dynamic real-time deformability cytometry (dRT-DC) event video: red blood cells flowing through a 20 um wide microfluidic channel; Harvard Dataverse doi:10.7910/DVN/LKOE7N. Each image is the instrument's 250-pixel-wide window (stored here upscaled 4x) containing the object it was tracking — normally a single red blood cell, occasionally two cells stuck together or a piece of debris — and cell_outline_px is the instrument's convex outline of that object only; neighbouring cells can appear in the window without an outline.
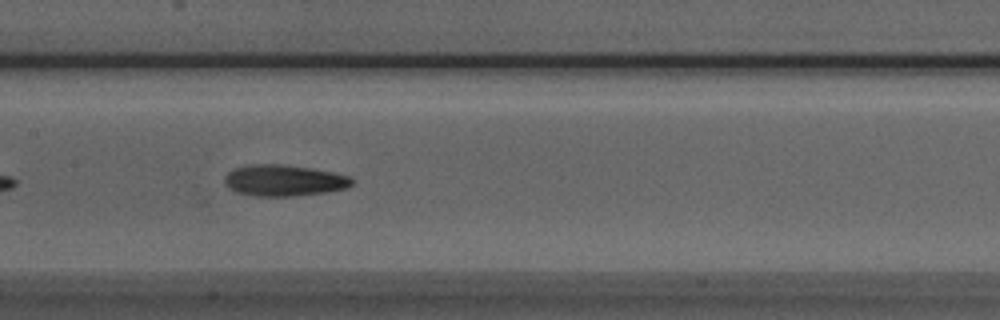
{"species": "Egyptian fruit bat (a non-hibernating species)", "species_latin": "Rousettus aegyptiacus", "temperature_condition": "room temperature", "stored_images_in_passage": 40, "camera_frame_rate_fps": 3000, "um_per_image_px": 0.085, "animal": {"sex": "male"}, "frame": {"image": 1, "passage_image": 12, "time_ms": 3.667, "image_size_px": [1000, 320], "cell_outline_px": [[356, 180], [348, 188], [328, 192], [296, 196], [256, 196], [236, 192], [228, 188], [224, 184], [224, 176], [228, 172], [236, 168], [248, 164], [284, 164], [312, 168], [352, 176]], "centroid_in_image_um": [24.17, 15.34], "position_along_channel_um": 183.2, "area_um2": 23.64}}
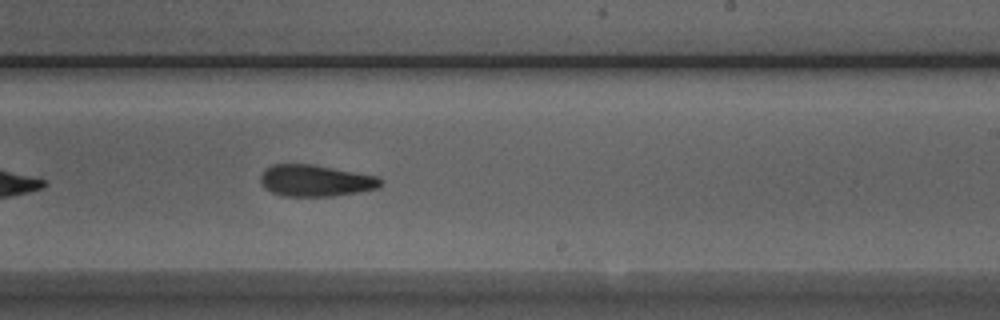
{"frame": {"image": 2, "passage_image": 18, "time_ms": 5.667, "image_size_px": [1000, 320], "cell_outline_px": [[384, 180], [380, 188], [332, 196], [280, 196], [264, 188], [260, 180], [260, 176], [264, 168], [272, 164], [312, 164], [376, 176]], "centroid_in_image_um": [26.79, 15.35], "position_along_channel_um": 262.2, "area_um2": 22.2}}
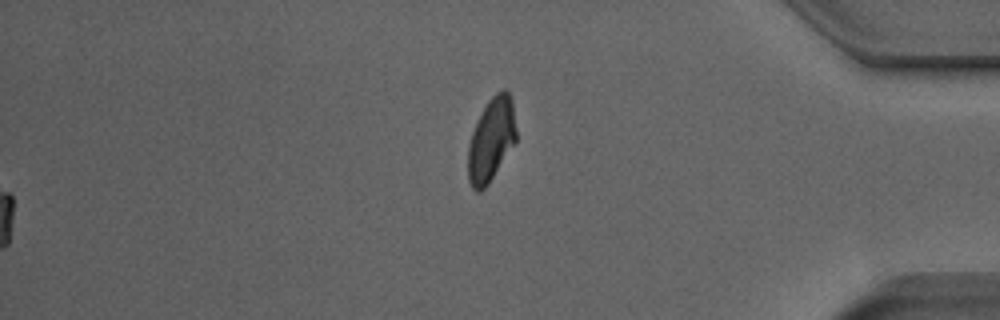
{"frame": {"image": 3, "passage_image": 40, "time_ms": 13.0, "image_size_px": [1000, 320], "cell_outline_px": [[516, 140], [488, 184], [480, 192], [476, 192], [472, 188], [468, 180], [468, 144], [472, 132], [488, 100], [496, 92], [504, 88], [508, 88], [512, 100], [516, 128]], "centroid_in_image_um": [41.75, 11.86], "position_along_channel_um": 393.4, "area_um2": 23.29}, "authors_computed_cell_mechanics": {"area_um2": 22.4553, "velocity_mm_per_s": 3.9673, "shape_relaxation_time_tau1_ms": null, "shape_relaxation_time_tau2_ms": 4.5198, "deformation_change_tau1": null, "deformation_change_tau2": 0.129}}